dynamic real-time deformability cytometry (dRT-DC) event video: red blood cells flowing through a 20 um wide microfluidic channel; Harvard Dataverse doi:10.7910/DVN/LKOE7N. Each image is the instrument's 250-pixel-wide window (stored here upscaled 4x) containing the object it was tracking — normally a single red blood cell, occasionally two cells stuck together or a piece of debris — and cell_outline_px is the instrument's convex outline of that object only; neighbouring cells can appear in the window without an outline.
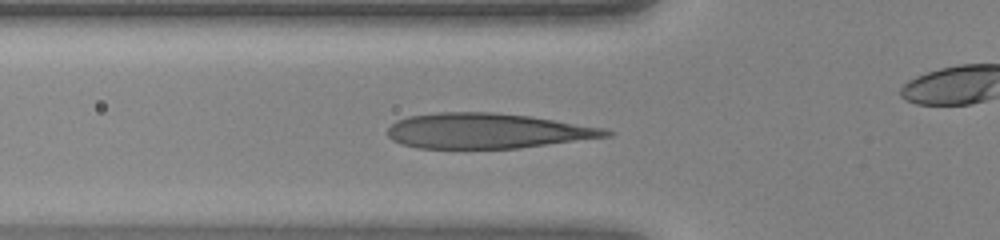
{"species": "human", "species_latin": "Homo sapiens", "temperature_condition": "warm", "stored_images_in_passage": 26, "camera_frame_rate_fps": 3000, "um_per_image_px": 0.085, "donor": {"sex": "female"}, "frame": {"image": 1, "passage_image": 5, "time_ms": 1.333, "image_size_px": [1000, 240], "cell_outline_px": [[616, 132], [612, 136], [520, 148], [416, 148], [392, 140], [388, 136], [388, 128], [396, 120], [408, 116], [440, 112], [492, 112], [532, 116], [604, 128]], "centroid_in_image_um": [41.44, 11.12], "position_along_channel_um": 84.4, "area_um2": 44.91}}
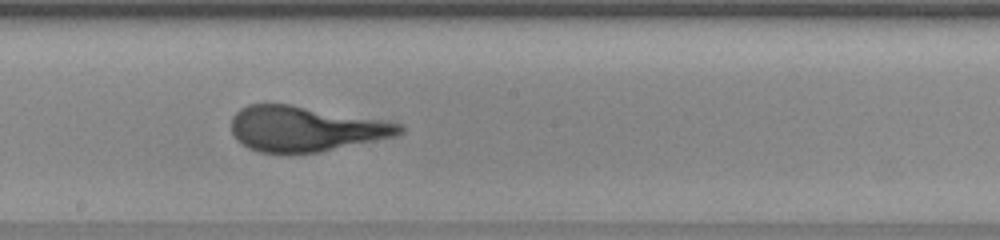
{"frame": {"image": 2, "passage_image": 14, "time_ms": 4.333, "image_size_px": [1000, 240], "cell_outline_px": [[404, 132], [392, 136], [320, 152], [260, 152], [248, 148], [236, 140], [232, 132], [232, 116], [240, 108], [248, 104], [288, 104], [400, 124], [404, 128]], "centroid_in_image_um": [25.86, 10.95], "position_along_channel_um": 222.3, "area_um2": 43.29}}
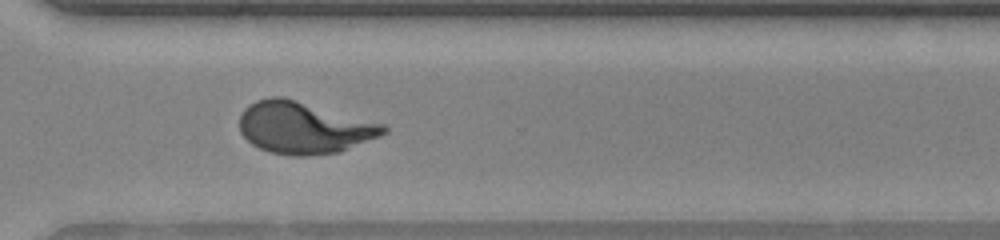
{"frame": {"image": 3, "passage_image": 22, "time_ms": 7.0, "image_size_px": [1000, 240], "cell_outline_px": [[388, 132], [380, 136], [340, 152], [304, 156], [292, 156], [268, 152], [252, 144], [240, 132], [240, 116], [244, 108], [248, 104], [256, 100], [272, 96], [280, 96], [388, 124]], "centroid_in_image_um": [25.86, 10.85], "position_along_channel_um": 344.7, "area_um2": 43.81}}